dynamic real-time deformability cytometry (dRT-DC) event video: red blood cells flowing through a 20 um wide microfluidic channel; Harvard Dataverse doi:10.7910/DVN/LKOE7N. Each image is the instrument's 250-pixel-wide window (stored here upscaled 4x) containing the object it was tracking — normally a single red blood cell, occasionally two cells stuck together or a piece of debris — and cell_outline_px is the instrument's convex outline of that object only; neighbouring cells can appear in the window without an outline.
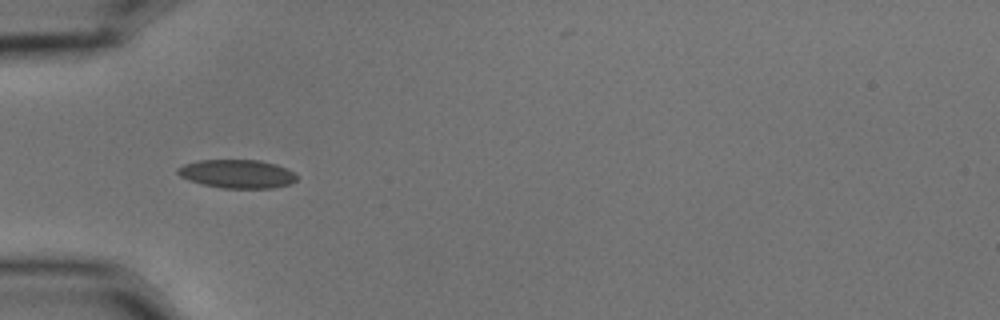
{"species": "common noctule bat (a hibernating species)", "species_latin": "Nyctalus noctula", "temperature_condition": "cold", "stored_images_in_passage": 10, "camera_frame_rate_fps": 3000, "um_per_image_px": 0.085, "animal": {"sex": "male", "body_mass_g": 15.6}, "frame": {"image": 1, "passage_image": 5, "time_ms": 1.333, "image_size_px": [1000, 320], "cell_outline_px": [[296, 180], [292, 184], [272, 188], [220, 188], [188, 180], [180, 176], [176, 172], [176, 168], [184, 164], [200, 160], [260, 160], [276, 164], [292, 172], [296, 176]], "centroid_in_image_um": [20.13, 14.78], "position_along_channel_um": 64.9, "area_um2": 19.77}}